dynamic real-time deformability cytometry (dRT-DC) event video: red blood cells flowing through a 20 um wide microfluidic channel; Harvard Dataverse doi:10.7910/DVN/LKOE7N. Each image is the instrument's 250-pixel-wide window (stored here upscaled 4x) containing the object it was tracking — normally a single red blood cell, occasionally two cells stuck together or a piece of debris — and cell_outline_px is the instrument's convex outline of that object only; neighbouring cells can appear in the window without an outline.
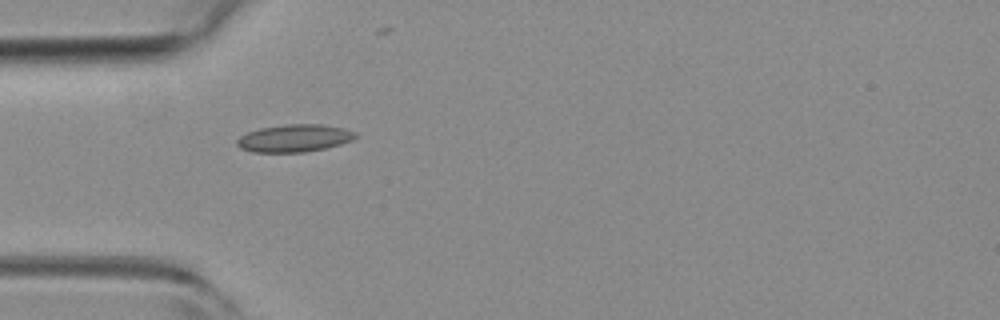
{"species": "common noctule bat (a hibernating species)", "species_latin": "Nyctalus noctula", "temperature_condition": "room temperature", "stored_images_in_passage": 2, "camera_frame_rate_fps": 3000, "um_per_image_px": 0.085, "animal": {"sex": "female", "body_mass_g": 19.3, "forearm_length_mm": 54.1}, "frame": {"image": 1, "passage_image": 1, "time_ms": 0.0, "image_size_px": [1000, 320], "cell_outline_px": [[360, 136], [352, 140], [340, 144], [324, 148], [304, 152], [252, 152], [240, 148], [236, 144], [236, 140], [240, 136], [248, 132], [260, 128], [284, 124], [324, 124], [344, 128], [356, 132]], "centroid_in_image_um": [25.04, 11.74], "position_along_channel_um": 60.0, "area_um2": 19.13}}
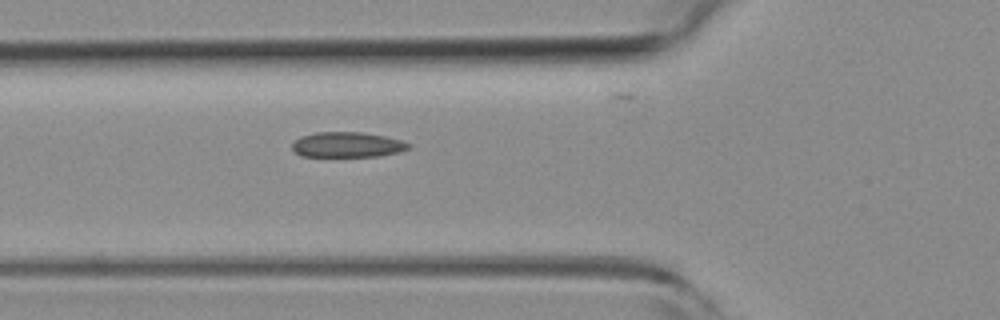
{"frame": {"image": 2, "passage_image": 2, "time_ms": 0.333, "image_size_px": [1000, 320], "cell_outline_px": [[412, 148], [400, 152], [376, 156], [300, 156], [292, 148], [292, 144], [300, 136], [316, 132], [364, 132], [384, 136], [400, 140], [412, 144]], "centroid_in_image_um": [29.55, 12.29], "position_along_channel_um": 96.3, "area_um2": 17.17}}